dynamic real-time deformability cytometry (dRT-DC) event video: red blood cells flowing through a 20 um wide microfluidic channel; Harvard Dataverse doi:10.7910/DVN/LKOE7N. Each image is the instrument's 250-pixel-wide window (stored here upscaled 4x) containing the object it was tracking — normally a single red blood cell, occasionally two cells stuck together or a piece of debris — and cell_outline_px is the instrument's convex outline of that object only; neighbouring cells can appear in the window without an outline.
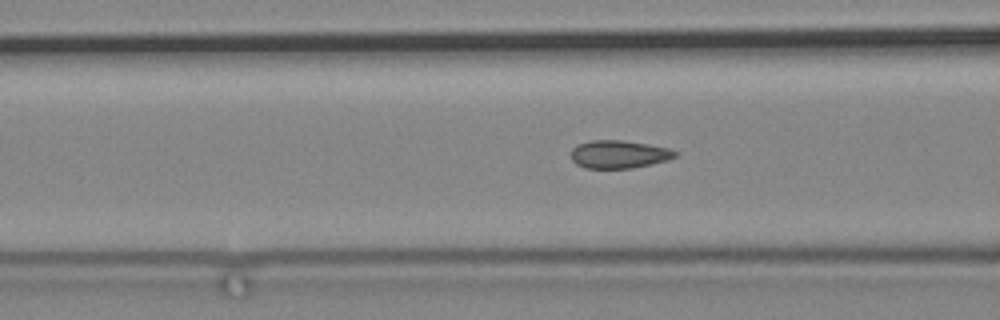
{"species": "common noctule bat (a hibernating species)", "species_latin": "Nyctalus noctula", "temperature_condition": "cold", "stored_images_in_passage": 46, "camera_frame_rate_fps": 3000, "um_per_image_px": 0.085, "animal": {"sex": "male", "body_mass_g": 19.2, "forearm_length_mm": 51.8}, "frame": {"image": 1, "passage_image": 13, "time_ms": 4.0, "image_size_px": [1000, 320], "cell_outline_px": [[680, 152], [676, 156], [668, 160], [632, 168], [584, 168], [576, 164], [572, 160], [572, 148], [576, 144], [592, 140], [620, 140], [648, 144], [668, 148]], "centroid_in_image_um": [52.61, 13.11], "position_along_channel_um": 114.0, "area_um2": 16.99}}
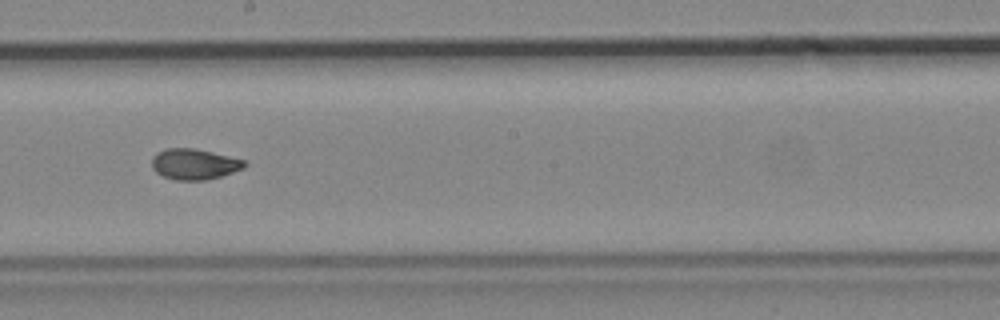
{"frame": {"image": 2, "passage_image": 24, "time_ms": 7.667, "image_size_px": [1000, 320], "cell_outline_px": [[248, 164], [244, 168], [208, 180], [176, 180], [164, 176], [156, 172], [152, 168], [152, 156], [156, 152], [168, 148], [196, 148], [244, 160]], "centroid_in_image_um": [16.5, 13.94], "position_along_channel_um": 231.7, "area_um2": 16.59}}
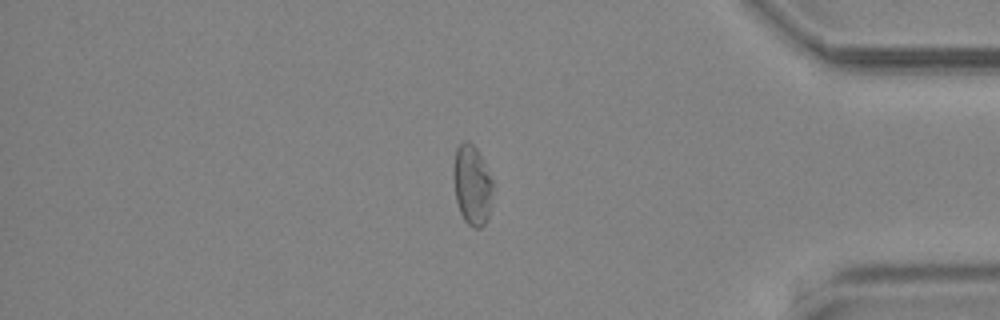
{"frame": {"image": 3, "passage_image": 42, "time_ms": 13.667, "image_size_px": [1000, 320], "cell_outline_px": [[492, 188], [488, 216], [484, 224], [480, 228], [472, 228], [464, 220], [460, 212], [456, 200], [452, 176], [452, 172], [456, 148], [464, 140], [468, 140], [476, 148], [492, 180]], "centroid_in_image_um": [40.08, 15.72], "position_along_channel_um": 395.1, "area_um2": 18.21}}